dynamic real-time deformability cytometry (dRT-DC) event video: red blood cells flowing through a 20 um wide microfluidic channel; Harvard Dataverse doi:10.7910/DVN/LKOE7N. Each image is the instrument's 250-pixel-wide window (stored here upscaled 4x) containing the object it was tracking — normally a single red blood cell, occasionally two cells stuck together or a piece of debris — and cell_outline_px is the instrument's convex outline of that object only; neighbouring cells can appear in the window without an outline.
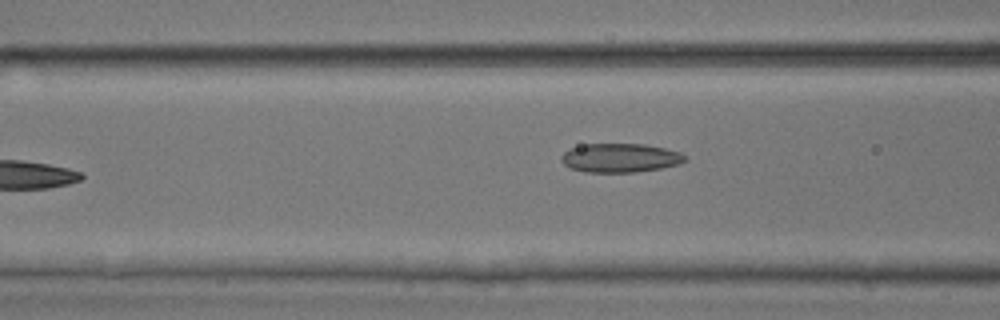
{"species": "common noctule bat (a hibernating species)", "species_latin": "Nyctalus noctula", "temperature_condition": "room temperature", "stored_images_in_passage": 8, "segment_of_instrument_passage": [1, 2], "camera_frame_rate_fps": 3000, "um_per_image_px": 0.085, "animal": {"sex": "male", "body_mass_g": 17.9, "forearm_length_mm": 54.2}, "frame": {"image": 1, "passage_image": 7, "time_ms": 2.0, "image_size_px": [1000, 320], "cell_outline_px": [[688, 160], [676, 164], [660, 168], [636, 172], [584, 172], [568, 168], [560, 160], [560, 156], [568, 148], [584, 144], [644, 144], [664, 148], [680, 152], [688, 156]], "centroid_in_image_um": [52.68, 13.42], "position_along_channel_um": 113.9, "area_um2": 21.04}}